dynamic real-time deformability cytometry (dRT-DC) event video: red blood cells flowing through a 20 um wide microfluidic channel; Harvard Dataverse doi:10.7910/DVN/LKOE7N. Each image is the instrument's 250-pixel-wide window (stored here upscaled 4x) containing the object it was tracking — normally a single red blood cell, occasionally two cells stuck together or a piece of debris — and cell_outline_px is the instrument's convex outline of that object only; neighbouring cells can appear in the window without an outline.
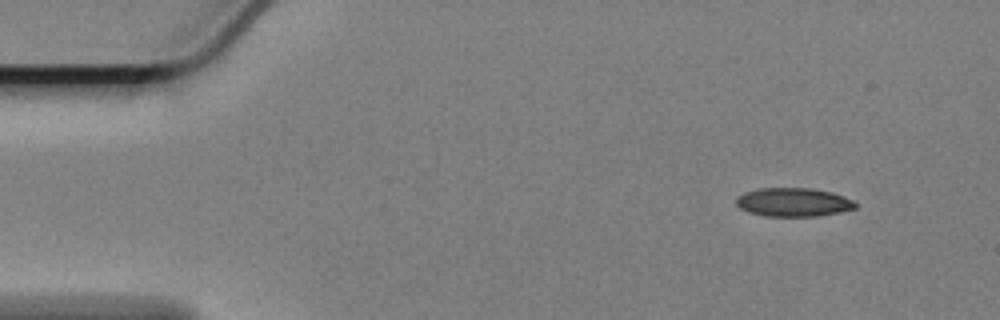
{"species": "Egyptian fruit bat (a non-hibernating species)", "species_latin": "Rousettus aegyptiacus", "temperature_condition": "cold", "stored_images_in_passage": 54, "camera_frame_rate_fps": 3000, "um_per_image_px": 0.085, "animal": {"sex": "female"}, "frame": {"image": 1, "passage_image": 1, "time_ms": 0.0, "image_size_px": [1000, 320], "cell_outline_px": [[856, 208], [840, 212], [816, 216], [764, 216], [748, 212], [740, 208], [736, 204], [736, 196], [744, 192], [756, 188], [812, 188], [832, 192], [844, 196], [852, 200], [856, 204]], "centroid_in_image_um": [67.4, 17.18], "position_along_channel_um": 17.6, "area_um2": 20.06}}
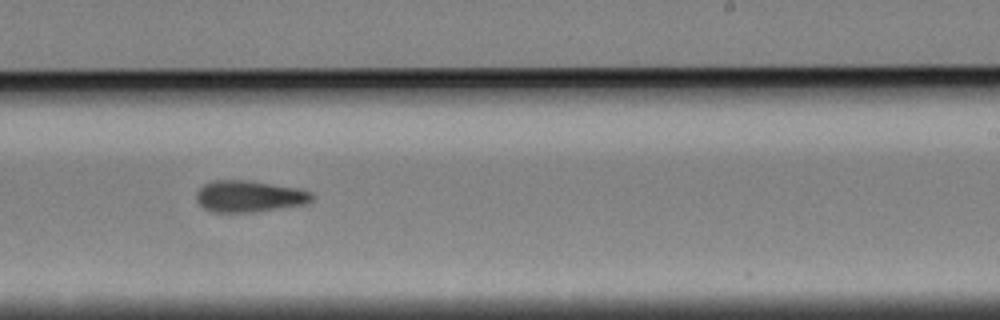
{"frame": {"image": 2, "passage_image": 31, "time_ms": 10.0, "image_size_px": [1000, 320], "cell_outline_px": [[312, 200], [304, 204], [252, 212], [212, 212], [204, 208], [196, 200], [196, 192], [204, 184], [212, 180], [248, 180], [296, 188], [312, 192]], "centroid_in_image_um": [21.13, 16.68], "position_along_channel_um": 267.9, "area_um2": 21.04}}
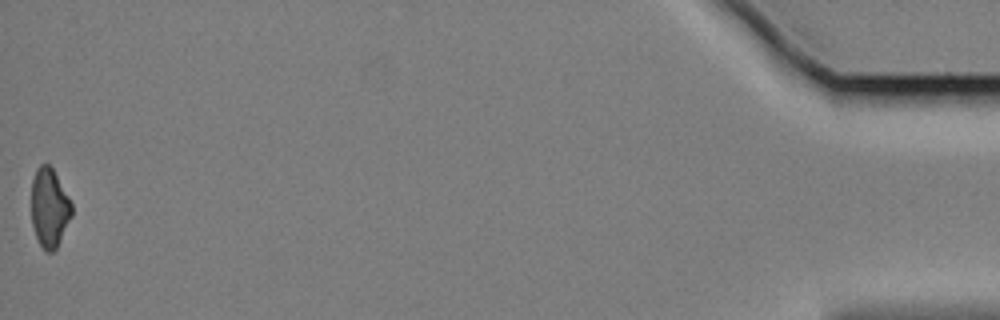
{"frame": {"image": 3, "passage_image": 54, "time_ms": 17.667, "image_size_px": [1000, 320], "cell_outline_px": [[72, 216], [56, 248], [52, 252], [44, 252], [36, 236], [32, 224], [32, 180], [36, 168], [40, 164], [48, 164], [52, 168], [68, 196], [72, 204]], "centroid_in_image_um": [4.2, 17.67], "position_along_channel_um": 431.0, "area_um2": 18.44}, "authors_computed_cell_mechanics": {"area_um2": 20.3167, "velocity_mm_per_s": 3.3745, "shape_relaxation_time_tau1_ms": 5.9871, "shape_relaxation_time_tau2_ms": 6.1644, "deformation_change_tau1": 0.1449, "deformation_change_tau2": 0.152}}